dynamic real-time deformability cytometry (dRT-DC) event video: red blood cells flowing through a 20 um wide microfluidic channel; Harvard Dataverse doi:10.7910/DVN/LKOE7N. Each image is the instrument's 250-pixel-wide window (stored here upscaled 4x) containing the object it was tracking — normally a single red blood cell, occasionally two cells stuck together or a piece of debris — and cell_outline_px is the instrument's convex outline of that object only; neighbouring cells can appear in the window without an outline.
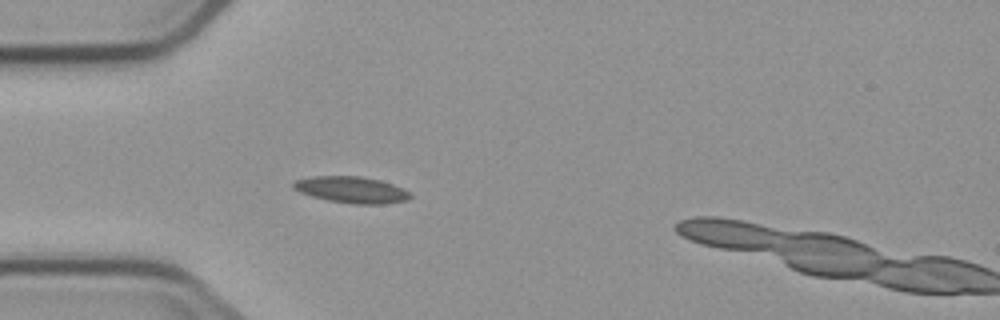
{"species": "common noctule bat (a hibernating species)", "species_latin": "Nyctalus noctula", "temperature_condition": "cold", "stored_images_in_passage": 4, "camera_frame_rate_fps": 3000, "um_per_image_px": 0.085, "animal": {"sex": "male", "body_mass_g": 23.1, "forearm_length_mm": 52.7}, "frame": {"image": 1, "passage_image": 4, "time_ms": 3.667, "image_size_px": [1000, 320], "cell_outline_px": [[412, 196], [408, 200], [384, 204], [352, 204], [328, 200], [312, 196], [300, 192], [292, 188], [292, 184], [296, 180], [312, 176], [360, 176], [380, 180], [392, 184], [412, 192]], "centroid_in_image_um": [29.9, 16.13], "position_along_channel_um": 55.1, "area_um2": 18.09}}